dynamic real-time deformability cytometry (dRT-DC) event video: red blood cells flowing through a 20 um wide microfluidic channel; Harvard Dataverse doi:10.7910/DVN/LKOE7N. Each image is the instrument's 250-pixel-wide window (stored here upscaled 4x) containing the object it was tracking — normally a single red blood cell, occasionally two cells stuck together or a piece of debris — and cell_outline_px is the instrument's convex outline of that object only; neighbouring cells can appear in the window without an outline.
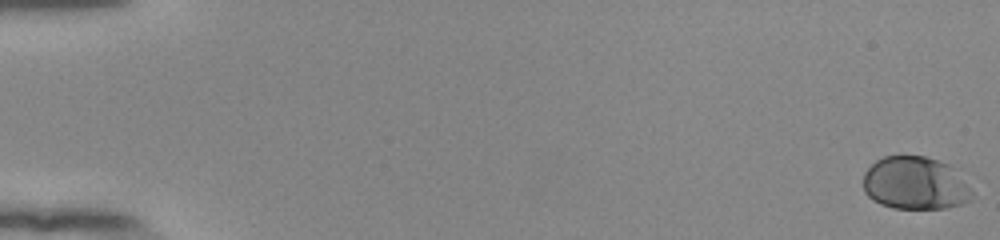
{"species": "human", "species_latin": "Homo sapiens", "temperature_condition": "room temperature", "stored_images_in_passage": 18, "camera_frame_rate_fps": 3000, "um_per_image_px": 0.085, "donor": {"sex": "female"}, "frame": {"image": 1, "passage_image": 1, "time_ms": 0.0, "image_size_px": [1000, 240], "cell_outline_px": [[972, 200], [960, 204], [944, 208], [892, 208], [880, 204], [872, 200], [864, 192], [864, 172], [876, 160], [884, 156], [924, 156], [948, 164], [972, 192]], "centroid_in_image_um": [77.73, 15.58], "position_along_channel_um": 7.3, "area_um2": 33.12}}
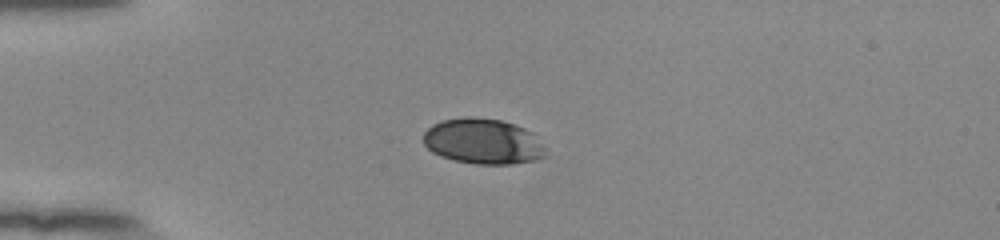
{"frame": {"image": 2, "passage_image": 16, "time_ms": 5.0, "image_size_px": [1000, 240], "cell_outline_px": [[548, 156], [536, 160], [512, 164], [476, 164], [452, 160], [440, 156], [432, 152], [424, 144], [424, 132], [432, 124], [440, 120], [464, 116], [472, 116], [500, 120], [524, 128], [532, 132], [544, 148]], "centroid_in_image_um": [41.03, 12.02], "position_along_channel_um": 44.0, "area_um2": 32.66}}